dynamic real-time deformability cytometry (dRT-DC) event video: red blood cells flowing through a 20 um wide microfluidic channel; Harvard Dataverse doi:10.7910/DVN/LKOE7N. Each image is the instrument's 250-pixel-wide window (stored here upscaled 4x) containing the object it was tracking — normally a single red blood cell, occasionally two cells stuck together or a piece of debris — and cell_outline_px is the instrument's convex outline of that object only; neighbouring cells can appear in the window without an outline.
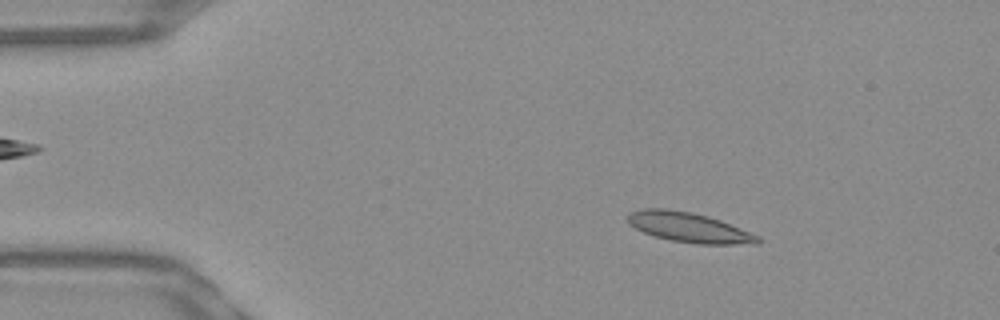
{"species": "Egyptian fruit bat (a non-hibernating species)", "species_latin": "Rousettus aegyptiacus", "temperature_condition": "warm", "stored_images_in_passage": 52, "camera_frame_rate_fps": 3000, "um_per_image_px": 0.085, "frame": {"image": 1, "passage_image": 8, "time_ms": 2.333, "image_size_px": [1000, 320], "cell_outline_px": [[764, 240], [760, 244], [696, 244], [672, 240], [656, 236], [644, 232], [628, 224], [628, 212], [644, 208], [664, 208], [692, 212], [708, 216], [720, 220], [760, 236]], "centroid_in_image_um": [58.6, 19.33], "position_along_channel_um": 26.4, "area_um2": 22.72}}
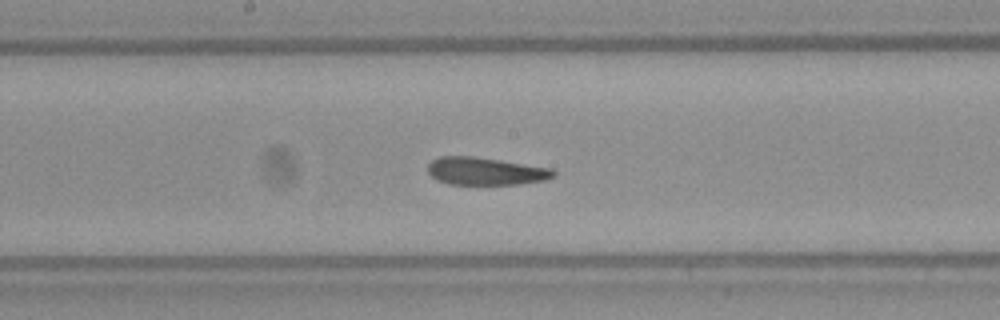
{"frame": {"image": 2, "passage_image": 27, "time_ms": 8.667, "image_size_px": [1000, 320], "cell_outline_px": [[556, 176], [544, 180], [520, 184], [448, 184], [436, 180], [428, 172], [428, 164], [432, 160], [440, 156], [472, 156], [500, 160], [552, 168], [556, 172]], "centroid_in_image_um": [41.27, 14.55], "position_along_channel_um": 206.9, "area_um2": 20.29}}
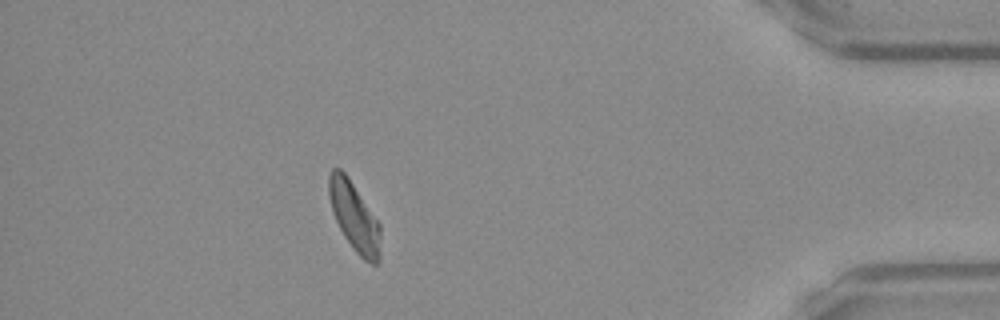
{"frame": {"image": 3, "passage_image": 46, "time_ms": 15.0, "image_size_px": [1000, 320], "cell_outline_px": [[380, 260], [376, 264], [372, 264], [364, 260], [352, 248], [344, 236], [332, 212], [328, 196], [328, 176], [332, 168], [340, 168], [348, 176], [380, 224]], "centroid_in_image_um": [30.1, 18.41], "position_along_channel_um": 405.1, "area_um2": 20.81}, "authors_computed_cell_mechanics": {"area_um2": 21.1259, "velocity_mm_per_s": 3.8872, "shape_relaxation_time_tau1_ms": null, "shape_relaxation_time_tau2_ms": 1.2662, "deformation_change_tau1": null, "deformation_change_tau2": 0.085}}